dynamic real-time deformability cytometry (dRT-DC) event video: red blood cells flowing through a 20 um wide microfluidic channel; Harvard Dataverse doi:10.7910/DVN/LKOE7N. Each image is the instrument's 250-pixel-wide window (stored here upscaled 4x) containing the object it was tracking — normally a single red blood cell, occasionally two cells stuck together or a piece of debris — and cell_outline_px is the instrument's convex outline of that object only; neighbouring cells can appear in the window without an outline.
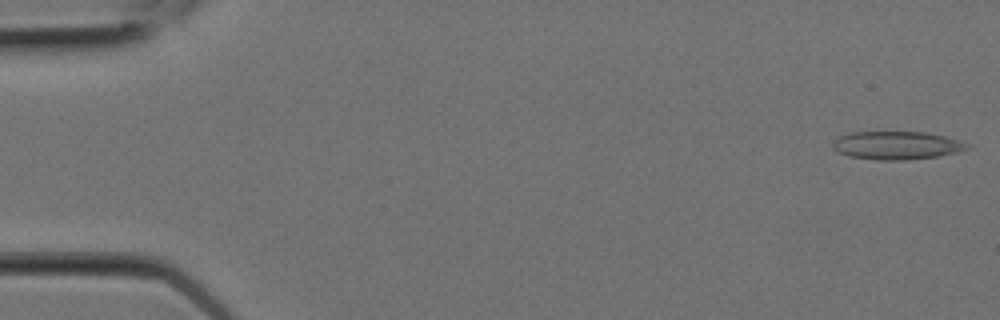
{"species": "Egyptian fruit bat (a non-hibernating species)", "species_latin": "Rousettus aegyptiacus", "temperature_condition": "room temperature", "stored_images_in_passage": 7, "camera_frame_rate_fps": 3000, "um_per_image_px": 0.085, "animal": {"sex": "female"}, "frame": {"image": 1, "passage_image": 1, "time_ms": 0.0, "image_size_px": [1000, 320], "cell_outline_px": [[972, 148], [940, 156], [904, 160], [876, 160], [848, 156], [832, 148], [832, 144], [840, 136], [852, 132], [928, 132], [944, 136], [968, 144]], "centroid_in_image_um": [76.23, 12.36], "position_along_channel_um": 8.8, "area_um2": 21.96}}
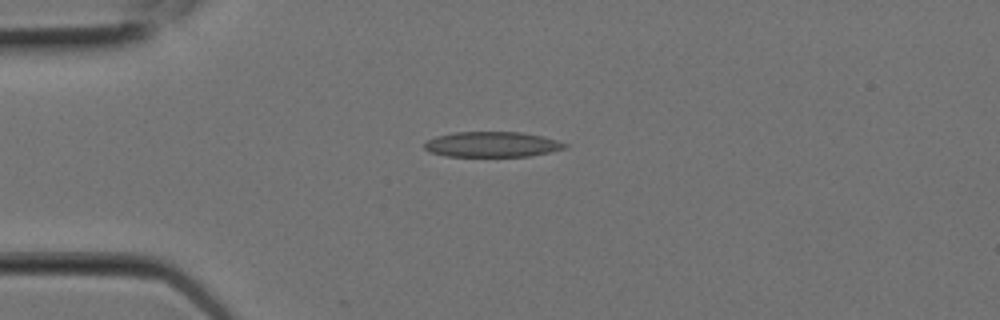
{"frame": {"image": 2, "passage_image": 5, "time_ms": 1.333, "image_size_px": [1000, 320], "cell_outline_px": [[568, 144], [564, 148], [548, 152], [528, 156], [444, 156], [428, 152], [424, 148], [424, 144], [428, 140], [436, 136], [456, 132], [520, 132], [544, 136]], "centroid_in_image_um": [41.79, 12.27], "position_along_channel_um": 43.2, "area_um2": 20.63}}
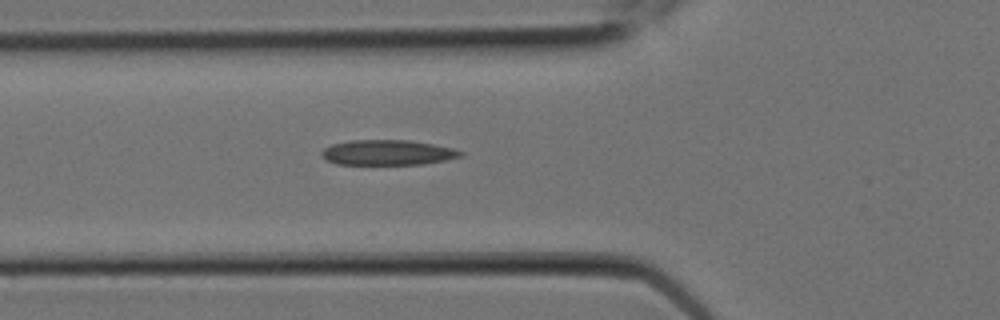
{"frame": {"image": 3, "passage_image": 7, "time_ms": 2.0, "image_size_px": [1000, 320], "cell_outline_px": [[464, 156], [424, 164], [336, 164], [324, 160], [320, 156], [320, 152], [324, 148], [332, 144], [352, 140], [408, 140], [456, 148], [464, 152]], "centroid_in_image_um": [32.94, 12.97], "position_along_channel_um": 92.9, "area_um2": 20.58}}